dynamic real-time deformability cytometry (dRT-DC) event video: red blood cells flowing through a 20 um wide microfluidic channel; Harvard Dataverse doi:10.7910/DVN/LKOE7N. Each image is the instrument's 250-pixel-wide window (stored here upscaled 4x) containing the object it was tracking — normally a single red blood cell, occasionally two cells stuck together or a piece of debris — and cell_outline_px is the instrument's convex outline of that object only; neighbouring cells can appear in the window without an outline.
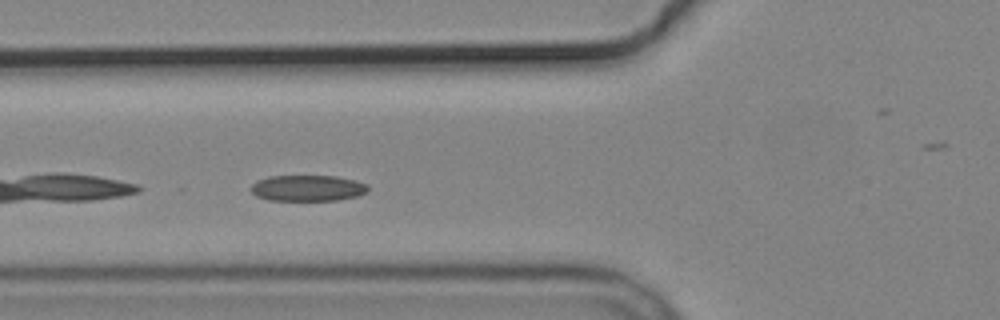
{"species": "common noctule bat (a hibernating species)", "species_latin": "Nyctalus noctula", "temperature_condition": "cold", "stored_images_in_passage": 3, "camera_frame_rate_fps": 3000, "um_per_image_px": 0.085, "animal": {"sex": "male", "body_mass_g": 19.2, "forearm_length_mm": 51.8}, "frame": {"image": 1, "passage_image": 3, "time_ms": 3.667, "image_size_px": [1000, 320], "cell_outline_px": [[368, 192], [360, 196], [336, 200], [268, 200], [256, 196], [252, 192], [252, 184], [268, 176], [336, 176], [356, 180], [368, 184]], "centroid_in_image_um": [26.21, 15.99], "position_along_channel_um": 99.6, "area_um2": 17.8}}